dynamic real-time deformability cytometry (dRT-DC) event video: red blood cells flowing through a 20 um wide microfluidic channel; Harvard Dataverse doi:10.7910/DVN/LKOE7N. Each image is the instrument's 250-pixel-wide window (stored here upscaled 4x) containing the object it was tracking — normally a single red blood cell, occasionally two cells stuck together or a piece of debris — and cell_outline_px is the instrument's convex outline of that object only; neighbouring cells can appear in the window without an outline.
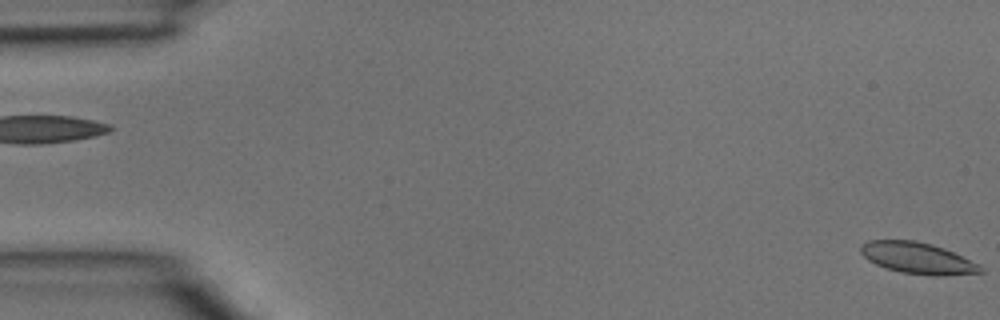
{"species": "common noctule bat (a hibernating species)", "species_latin": "Nyctalus noctula", "temperature_condition": "room temperature", "stored_images_in_passage": 2, "segment_of_instrument_passage": [2, 2], "camera_frame_rate_fps": 3000, "um_per_image_px": 0.085, "animal": {"sex": "male", "body_mass_g": 15.6}, "frame": {"image": 1, "passage_image": 2, "time_ms": 0.333, "image_size_px": [1000, 320], "cell_outline_px": [[984, 272], [944, 276], [932, 276], [900, 272], [876, 264], [868, 260], [860, 252], [860, 244], [868, 240], [916, 240], [932, 244], [944, 248], [980, 264], [984, 268]], "centroid_in_image_um": [78.02, 21.94], "position_along_channel_um": 7.0, "area_um2": 22.08}}